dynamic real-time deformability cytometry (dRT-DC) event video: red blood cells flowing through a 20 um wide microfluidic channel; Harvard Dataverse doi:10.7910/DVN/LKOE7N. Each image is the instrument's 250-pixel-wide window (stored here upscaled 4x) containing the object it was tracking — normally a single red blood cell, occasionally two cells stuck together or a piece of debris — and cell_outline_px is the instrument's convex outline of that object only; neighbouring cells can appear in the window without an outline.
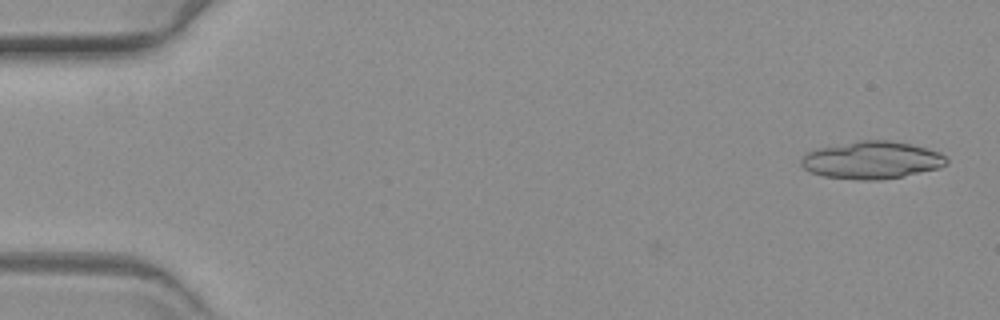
{"species": "common noctule bat (a hibernating species)", "species_latin": "Nyctalus noctula", "temperature_condition": "warm", "stored_images_in_passage": 51, "segment_of_instrument_passage": [1, 2], "camera_frame_rate_fps": 3000, "um_per_image_px": 0.085, "animal": {"sex": "female", "body_mass_g": 19.3, "forearm_length_mm": 54.1}, "frame": {"image": 1, "passage_image": 2, "time_ms": 0.333, "image_size_px": [1000, 320], "cell_outline_px": [[948, 164], [940, 168], [880, 180], [860, 180], [824, 176], [812, 172], [804, 168], [800, 164], [800, 160], [808, 152], [816, 148], [856, 140], [888, 140], [912, 144], [940, 152], [948, 160]], "centroid_in_image_um": [74.1, 13.59], "position_along_channel_um": 10.9, "area_um2": 31.79}}